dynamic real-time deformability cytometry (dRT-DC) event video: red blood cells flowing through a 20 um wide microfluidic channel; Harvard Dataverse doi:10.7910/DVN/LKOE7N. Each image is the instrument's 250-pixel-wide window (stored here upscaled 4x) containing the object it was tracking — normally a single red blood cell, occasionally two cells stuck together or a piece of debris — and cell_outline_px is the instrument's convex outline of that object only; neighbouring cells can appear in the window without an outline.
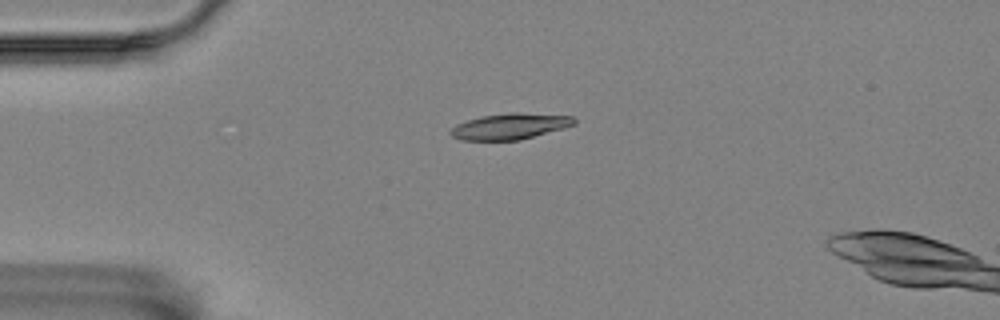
{"species": "Egyptian fruit bat (a non-hibernating species)", "species_latin": "Rousettus aegyptiacus", "temperature_condition": "room temperature", "stored_images_in_passage": 2, "camera_frame_rate_fps": 3000, "um_per_image_px": 0.085, "animal": {"sex": "female"}, "frame": {"image": 1, "passage_image": 1, "time_ms": 0.0, "image_size_px": [1000, 320], "cell_outline_px": [[576, 124], [564, 128], [520, 140], [460, 140], [452, 136], [448, 132], [456, 124], [480, 116], [512, 112], [520, 112], [572, 116], [576, 120]], "centroid_in_image_um": [43.35, 10.73], "position_along_channel_um": 41.7, "area_um2": 18.79}}